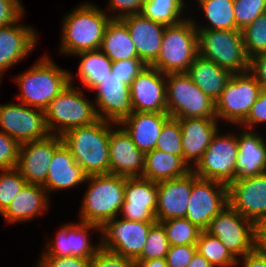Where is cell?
I'll use <instances>...</instances> for the list:
<instances>
[{
	"label": "cell",
	"instance_id": "cell-1",
	"mask_svg": "<svg viewBox=\"0 0 266 267\" xmlns=\"http://www.w3.org/2000/svg\"><path fill=\"white\" fill-rule=\"evenodd\" d=\"M60 54L73 56L83 51L99 50L111 17L106 9L84 2L63 17Z\"/></svg>",
	"mask_w": 266,
	"mask_h": 267
},
{
	"label": "cell",
	"instance_id": "cell-2",
	"mask_svg": "<svg viewBox=\"0 0 266 267\" xmlns=\"http://www.w3.org/2000/svg\"><path fill=\"white\" fill-rule=\"evenodd\" d=\"M111 123L98 119L91 125L73 128L61 135L63 144L87 176L110 173Z\"/></svg>",
	"mask_w": 266,
	"mask_h": 267
},
{
	"label": "cell",
	"instance_id": "cell-3",
	"mask_svg": "<svg viewBox=\"0 0 266 267\" xmlns=\"http://www.w3.org/2000/svg\"><path fill=\"white\" fill-rule=\"evenodd\" d=\"M19 87L18 102L45 110L48 104L70 84L69 70L59 67L44 55L14 80Z\"/></svg>",
	"mask_w": 266,
	"mask_h": 267
},
{
	"label": "cell",
	"instance_id": "cell-4",
	"mask_svg": "<svg viewBox=\"0 0 266 267\" xmlns=\"http://www.w3.org/2000/svg\"><path fill=\"white\" fill-rule=\"evenodd\" d=\"M87 189L82 196L79 220L102 227L108 220L119 217L125 191V177L116 174L87 176Z\"/></svg>",
	"mask_w": 266,
	"mask_h": 267
},
{
	"label": "cell",
	"instance_id": "cell-5",
	"mask_svg": "<svg viewBox=\"0 0 266 267\" xmlns=\"http://www.w3.org/2000/svg\"><path fill=\"white\" fill-rule=\"evenodd\" d=\"M73 75L70 72V84L44 110L50 134L61 136L73 128L91 125L98 120L94 102L86 98L80 86H74Z\"/></svg>",
	"mask_w": 266,
	"mask_h": 267
},
{
	"label": "cell",
	"instance_id": "cell-6",
	"mask_svg": "<svg viewBox=\"0 0 266 267\" xmlns=\"http://www.w3.org/2000/svg\"><path fill=\"white\" fill-rule=\"evenodd\" d=\"M199 55L198 31L192 17L165 27L157 59L150 65L163 74L186 73Z\"/></svg>",
	"mask_w": 266,
	"mask_h": 267
},
{
	"label": "cell",
	"instance_id": "cell-7",
	"mask_svg": "<svg viewBox=\"0 0 266 267\" xmlns=\"http://www.w3.org/2000/svg\"><path fill=\"white\" fill-rule=\"evenodd\" d=\"M199 55L232 73L250 70L241 30L197 29Z\"/></svg>",
	"mask_w": 266,
	"mask_h": 267
},
{
	"label": "cell",
	"instance_id": "cell-8",
	"mask_svg": "<svg viewBox=\"0 0 266 267\" xmlns=\"http://www.w3.org/2000/svg\"><path fill=\"white\" fill-rule=\"evenodd\" d=\"M166 102L171 118H216L215 102L187 73L166 74Z\"/></svg>",
	"mask_w": 266,
	"mask_h": 267
},
{
	"label": "cell",
	"instance_id": "cell-9",
	"mask_svg": "<svg viewBox=\"0 0 266 267\" xmlns=\"http://www.w3.org/2000/svg\"><path fill=\"white\" fill-rule=\"evenodd\" d=\"M261 89L250 71L233 73L220 97L215 101L216 119L219 122L223 120L228 125L239 126L249 114Z\"/></svg>",
	"mask_w": 266,
	"mask_h": 267
},
{
	"label": "cell",
	"instance_id": "cell-10",
	"mask_svg": "<svg viewBox=\"0 0 266 267\" xmlns=\"http://www.w3.org/2000/svg\"><path fill=\"white\" fill-rule=\"evenodd\" d=\"M205 231L219 238L236 259L257 247L256 225L229 204L210 221Z\"/></svg>",
	"mask_w": 266,
	"mask_h": 267
},
{
	"label": "cell",
	"instance_id": "cell-11",
	"mask_svg": "<svg viewBox=\"0 0 266 267\" xmlns=\"http://www.w3.org/2000/svg\"><path fill=\"white\" fill-rule=\"evenodd\" d=\"M218 132L192 171L199 178L229 185L236 178L235 167L239 153L238 134L234 131L223 135Z\"/></svg>",
	"mask_w": 266,
	"mask_h": 267
},
{
	"label": "cell",
	"instance_id": "cell-12",
	"mask_svg": "<svg viewBox=\"0 0 266 267\" xmlns=\"http://www.w3.org/2000/svg\"><path fill=\"white\" fill-rule=\"evenodd\" d=\"M228 204V185L219 181L199 178L192 171V190L185 218L202 231Z\"/></svg>",
	"mask_w": 266,
	"mask_h": 267
},
{
	"label": "cell",
	"instance_id": "cell-13",
	"mask_svg": "<svg viewBox=\"0 0 266 267\" xmlns=\"http://www.w3.org/2000/svg\"><path fill=\"white\" fill-rule=\"evenodd\" d=\"M155 223L131 221L120 216L108 220L101 227V247L135 261L141 255L148 232Z\"/></svg>",
	"mask_w": 266,
	"mask_h": 267
},
{
	"label": "cell",
	"instance_id": "cell-14",
	"mask_svg": "<svg viewBox=\"0 0 266 267\" xmlns=\"http://www.w3.org/2000/svg\"><path fill=\"white\" fill-rule=\"evenodd\" d=\"M17 103L0 104V131L19 144L48 137L44 110Z\"/></svg>",
	"mask_w": 266,
	"mask_h": 267
},
{
	"label": "cell",
	"instance_id": "cell-15",
	"mask_svg": "<svg viewBox=\"0 0 266 267\" xmlns=\"http://www.w3.org/2000/svg\"><path fill=\"white\" fill-rule=\"evenodd\" d=\"M91 233H101V227L93 223L69 222L63 224L56 233V238L47 239V243L41 256H75L83 259H92L101 248V239L96 245L90 241ZM96 230V231H95Z\"/></svg>",
	"mask_w": 266,
	"mask_h": 267
},
{
	"label": "cell",
	"instance_id": "cell-16",
	"mask_svg": "<svg viewBox=\"0 0 266 267\" xmlns=\"http://www.w3.org/2000/svg\"><path fill=\"white\" fill-rule=\"evenodd\" d=\"M228 204L257 226L266 218V172L231 182Z\"/></svg>",
	"mask_w": 266,
	"mask_h": 267
},
{
	"label": "cell",
	"instance_id": "cell-17",
	"mask_svg": "<svg viewBox=\"0 0 266 267\" xmlns=\"http://www.w3.org/2000/svg\"><path fill=\"white\" fill-rule=\"evenodd\" d=\"M62 143L61 136L50 134L44 139L20 144L16 168L27 184L45 183L54 152Z\"/></svg>",
	"mask_w": 266,
	"mask_h": 267
},
{
	"label": "cell",
	"instance_id": "cell-18",
	"mask_svg": "<svg viewBox=\"0 0 266 267\" xmlns=\"http://www.w3.org/2000/svg\"><path fill=\"white\" fill-rule=\"evenodd\" d=\"M130 95L134 112L167 113L166 74L146 65L131 82Z\"/></svg>",
	"mask_w": 266,
	"mask_h": 267
},
{
	"label": "cell",
	"instance_id": "cell-19",
	"mask_svg": "<svg viewBox=\"0 0 266 267\" xmlns=\"http://www.w3.org/2000/svg\"><path fill=\"white\" fill-rule=\"evenodd\" d=\"M157 183L143 177H125L124 202L120 211L123 219L157 222Z\"/></svg>",
	"mask_w": 266,
	"mask_h": 267
},
{
	"label": "cell",
	"instance_id": "cell-20",
	"mask_svg": "<svg viewBox=\"0 0 266 267\" xmlns=\"http://www.w3.org/2000/svg\"><path fill=\"white\" fill-rule=\"evenodd\" d=\"M93 91L96 93L94 105L98 119L120 124L134 113L130 86L117 77L108 76Z\"/></svg>",
	"mask_w": 266,
	"mask_h": 267
},
{
	"label": "cell",
	"instance_id": "cell-21",
	"mask_svg": "<svg viewBox=\"0 0 266 267\" xmlns=\"http://www.w3.org/2000/svg\"><path fill=\"white\" fill-rule=\"evenodd\" d=\"M109 155L111 174L142 177L145 153L136 147L120 124H110Z\"/></svg>",
	"mask_w": 266,
	"mask_h": 267
},
{
	"label": "cell",
	"instance_id": "cell-22",
	"mask_svg": "<svg viewBox=\"0 0 266 267\" xmlns=\"http://www.w3.org/2000/svg\"><path fill=\"white\" fill-rule=\"evenodd\" d=\"M24 15L15 23L0 27V76L29 56L37 47L36 30L31 26L23 25ZM20 23V24H19Z\"/></svg>",
	"mask_w": 266,
	"mask_h": 267
},
{
	"label": "cell",
	"instance_id": "cell-23",
	"mask_svg": "<svg viewBox=\"0 0 266 267\" xmlns=\"http://www.w3.org/2000/svg\"><path fill=\"white\" fill-rule=\"evenodd\" d=\"M192 190V170L179 178L157 183L156 221L185 218Z\"/></svg>",
	"mask_w": 266,
	"mask_h": 267
},
{
	"label": "cell",
	"instance_id": "cell-24",
	"mask_svg": "<svg viewBox=\"0 0 266 267\" xmlns=\"http://www.w3.org/2000/svg\"><path fill=\"white\" fill-rule=\"evenodd\" d=\"M182 130L183 160L192 169L202 158L213 137L219 131L216 118L177 119Z\"/></svg>",
	"mask_w": 266,
	"mask_h": 267
},
{
	"label": "cell",
	"instance_id": "cell-25",
	"mask_svg": "<svg viewBox=\"0 0 266 267\" xmlns=\"http://www.w3.org/2000/svg\"><path fill=\"white\" fill-rule=\"evenodd\" d=\"M130 33L138 58L150 66L158 57L165 25L144 17L141 13L120 19Z\"/></svg>",
	"mask_w": 266,
	"mask_h": 267
},
{
	"label": "cell",
	"instance_id": "cell-26",
	"mask_svg": "<svg viewBox=\"0 0 266 267\" xmlns=\"http://www.w3.org/2000/svg\"><path fill=\"white\" fill-rule=\"evenodd\" d=\"M42 185L26 184L1 214L9 225L36 220L49 208L51 201Z\"/></svg>",
	"mask_w": 266,
	"mask_h": 267
},
{
	"label": "cell",
	"instance_id": "cell-27",
	"mask_svg": "<svg viewBox=\"0 0 266 267\" xmlns=\"http://www.w3.org/2000/svg\"><path fill=\"white\" fill-rule=\"evenodd\" d=\"M86 178L82 167L75 162L69 149L62 143L54 152L42 186L49 194L52 191H64L85 184Z\"/></svg>",
	"mask_w": 266,
	"mask_h": 267
},
{
	"label": "cell",
	"instance_id": "cell-28",
	"mask_svg": "<svg viewBox=\"0 0 266 267\" xmlns=\"http://www.w3.org/2000/svg\"><path fill=\"white\" fill-rule=\"evenodd\" d=\"M238 150L235 180L266 172V140L258 132L243 128L238 133Z\"/></svg>",
	"mask_w": 266,
	"mask_h": 267
},
{
	"label": "cell",
	"instance_id": "cell-29",
	"mask_svg": "<svg viewBox=\"0 0 266 267\" xmlns=\"http://www.w3.org/2000/svg\"><path fill=\"white\" fill-rule=\"evenodd\" d=\"M169 118L168 113L134 112L120 125L130 135L136 147L146 153L155 149L163 125Z\"/></svg>",
	"mask_w": 266,
	"mask_h": 267
},
{
	"label": "cell",
	"instance_id": "cell-30",
	"mask_svg": "<svg viewBox=\"0 0 266 267\" xmlns=\"http://www.w3.org/2000/svg\"><path fill=\"white\" fill-rule=\"evenodd\" d=\"M191 80L214 102L220 97L232 72L198 55L187 70Z\"/></svg>",
	"mask_w": 266,
	"mask_h": 267
},
{
	"label": "cell",
	"instance_id": "cell-31",
	"mask_svg": "<svg viewBox=\"0 0 266 267\" xmlns=\"http://www.w3.org/2000/svg\"><path fill=\"white\" fill-rule=\"evenodd\" d=\"M191 170L189 165L180 156H175L155 148L145 153L142 177L158 183L179 178Z\"/></svg>",
	"mask_w": 266,
	"mask_h": 267
},
{
	"label": "cell",
	"instance_id": "cell-32",
	"mask_svg": "<svg viewBox=\"0 0 266 267\" xmlns=\"http://www.w3.org/2000/svg\"><path fill=\"white\" fill-rule=\"evenodd\" d=\"M100 50L112 61L139 59L127 26L111 19L104 32Z\"/></svg>",
	"mask_w": 266,
	"mask_h": 267
},
{
	"label": "cell",
	"instance_id": "cell-33",
	"mask_svg": "<svg viewBox=\"0 0 266 267\" xmlns=\"http://www.w3.org/2000/svg\"><path fill=\"white\" fill-rule=\"evenodd\" d=\"M79 57L77 77L90 92L111 76L112 61L99 49L83 51L74 55Z\"/></svg>",
	"mask_w": 266,
	"mask_h": 267
},
{
	"label": "cell",
	"instance_id": "cell-34",
	"mask_svg": "<svg viewBox=\"0 0 266 267\" xmlns=\"http://www.w3.org/2000/svg\"><path fill=\"white\" fill-rule=\"evenodd\" d=\"M207 23L200 25L192 19L196 29L235 30L234 0H197Z\"/></svg>",
	"mask_w": 266,
	"mask_h": 267
},
{
	"label": "cell",
	"instance_id": "cell-35",
	"mask_svg": "<svg viewBox=\"0 0 266 267\" xmlns=\"http://www.w3.org/2000/svg\"><path fill=\"white\" fill-rule=\"evenodd\" d=\"M189 4L185 0H145L141 14L165 26L185 20L183 17Z\"/></svg>",
	"mask_w": 266,
	"mask_h": 267
},
{
	"label": "cell",
	"instance_id": "cell-36",
	"mask_svg": "<svg viewBox=\"0 0 266 267\" xmlns=\"http://www.w3.org/2000/svg\"><path fill=\"white\" fill-rule=\"evenodd\" d=\"M196 247L197 251L214 267H237V259L227 250L220 239L206 231H201Z\"/></svg>",
	"mask_w": 266,
	"mask_h": 267
},
{
	"label": "cell",
	"instance_id": "cell-37",
	"mask_svg": "<svg viewBox=\"0 0 266 267\" xmlns=\"http://www.w3.org/2000/svg\"><path fill=\"white\" fill-rule=\"evenodd\" d=\"M165 229L170 246L196 245L201 229L186 218H177L159 222Z\"/></svg>",
	"mask_w": 266,
	"mask_h": 267
},
{
	"label": "cell",
	"instance_id": "cell-38",
	"mask_svg": "<svg viewBox=\"0 0 266 267\" xmlns=\"http://www.w3.org/2000/svg\"><path fill=\"white\" fill-rule=\"evenodd\" d=\"M242 31L245 51L249 58L266 52V15L257 17Z\"/></svg>",
	"mask_w": 266,
	"mask_h": 267
},
{
	"label": "cell",
	"instance_id": "cell-39",
	"mask_svg": "<svg viewBox=\"0 0 266 267\" xmlns=\"http://www.w3.org/2000/svg\"><path fill=\"white\" fill-rule=\"evenodd\" d=\"M168 239L163 226L156 222L149 230L141 255L135 261L165 258L169 249Z\"/></svg>",
	"mask_w": 266,
	"mask_h": 267
},
{
	"label": "cell",
	"instance_id": "cell-40",
	"mask_svg": "<svg viewBox=\"0 0 266 267\" xmlns=\"http://www.w3.org/2000/svg\"><path fill=\"white\" fill-rule=\"evenodd\" d=\"M27 184L17 168L0 171V215Z\"/></svg>",
	"mask_w": 266,
	"mask_h": 267
},
{
	"label": "cell",
	"instance_id": "cell-41",
	"mask_svg": "<svg viewBox=\"0 0 266 267\" xmlns=\"http://www.w3.org/2000/svg\"><path fill=\"white\" fill-rule=\"evenodd\" d=\"M181 138L182 130L179 121L170 117L163 125L155 148L183 159Z\"/></svg>",
	"mask_w": 266,
	"mask_h": 267
},
{
	"label": "cell",
	"instance_id": "cell-42",
	"mask_svg": "<svg viewBox=\"0 0 266 267\" xmlns=\"http://www.w3.org/2000/svg\"><path fill=\"white\" fill-rule=\"evenodd\" d=\"M266 0H234L236 30H243L264 14Z\"/></svg>",
	"mask_w": 266,
	"mask_h": 267
},
{
	"label": "cell",
	"instance_id": "cell-43",
	"mask_svg": "<svg viewBox=\"0 0 266 267\" xmlns=\"http://www.w3.org/2000/svg\"><path fill=\"white\" fill-rule=\"evenodd\" d=\"M20 144L10 135L0 131V170L16 168Z\"/></svg>",
	"mask_w": 266,
	"mask_h": 267
},
{
	"label": "cell",
	"instance_id": "cell-44",
	"mask_svg": "<svg viewBox=\"0 0 266 267\" xmlns=\"http://www.w3.org/2000/svg\"><path fill=\"white\" fill-rule=\"evenodd\" d=\"M140 59L119 60L112 62L111 74L130 86L134 78L145 68Z\"/></svg>",
	"mask_w": 266,
	"mask_h": 267
},
{
	"label": "cell",
	"instance_id": "cell-45",
	"mask_svg": "<svg viewBox=\"0 0 266 267\" xmlns=\"http://www.w3.org/2000/svg\"><path fill=\"white\" fill-rule=\"evenodd\" d=\"M144 2L145 0H109L108 8L106 7L107 14L111 19H122L128 15L140 14Z\"/></svg>",
	"mask_w": 266,
	"mask_h": 267
},
{
	"label": "cell",
	"instance_id": "cell-46",
	"mask_svg": "<svg viewBox=\"0 0 266 267\" xmlns=\"http://www.w3.org/2000/svg\"><path fill=\"white\" fill-rule=\"evenodd\" d=\"M90 267H135V261L101 247L91 259Z\"/></svg>",
	"mask_w": 266,
	"mask_h": 267
},
{
	"label": "cell",
	"instance_id": "cell-47",
	"mask_svg": "<svg viewBox=\"0 0 266 267\" xmlns=\"http://www.w3.org/2000/svg\"><path fill=\"white\" fill-rule=\"evenodd\" d=\"M266 122V89H261L259 97L251 106L250 112L246 119L240 124L247 130H256V125L265 124Z\"/></svg>",
	"mask_w": 266,
	"mask_h": 267
},
{
	"label": "cell",
	"instance_id": "cell-48",
	"mask_svg": "<svg viewBox=\"0 0 266 267\" xmlns=\"http://www.w3.org/2000/svg\"><path fill=\"white\" fill-rule=\"evenodd\" d=\"M196 251V245L169 246L165 257L167 267H187Z\"/></svg>",
	"mask_w": 266,
	"mask_h": 267
},
{
	"label": "cell",
	"instance_id": "cell-49",
	"mask_svg": "<svg viewBox=\"0 0 266 267\" xmlns=\"http://www.w3.org/2000/svg\"><path fill=\"white\" fill-rule=\"evenodd\" d=\"M25 13L21 0H0V27L17 22Z\"/></svg>",
	"mask_w": 266,
	"mask_h": 267
},
{
	"label": "cell",
	"instance_id": "cell-50",
	"mask_svg": "<svg viewBox=\"0 0 266 267\" xmlns=\"http://www.w3.org/2000/svg\"><path fill=\"white\" fill-rule=\"evenodd\" d=\"M35 267H90L91 259L75 256H40Z\"/></svg>",
	"mask_w": 266,
	"mask_h": 267
},
{
	"label": "cell",
	"instance_id": "cell-51",
	"mask_svg": "<svg viewBox=\"0 0 266 267\" xmlns=\"http://www.w3.org/2000/svg\"><path fill=\"white\" fill-rule=\"evenodd\" d=\"M262 89H266V52L259 53L250 58L249 70Z\"/></svg>",
	"mask_w": 266,
	"mask_h": 267
},
{
	"label": "cell",
	"instance_id": "cell-52",
	"mask_svg": "<svg viewBox=\"0 0 266 267\" xmlns=\"http://www.w3.org/2000/svg\"><path fill=\"white\" fill-rule=\"evenodd\" d=\"M241 261V262H240ZM243 267H266V252L257 247L250 253L236 260V265Z\"/></svg>",
	"mask_w": 266,
	"mask_h": 267
},
{
	"label": "cell",
	"instance_id": "cell-53",
	"mask_svg": "<svg viewBox=\"0 0 266 267\" xmlns=\"http://www.w3.org/2000/svg\"><path fill=\"white\" fill-rule=\"evenodd\" d=\"M257 248L266 252V218L256 226Z\"/></svg>",
	"mask_w": 266,
	"mask_h": 267
},
{
	"label": "cell",
	"instance_id": "cell-54",
	"mask_svg": "<svg viewBox=\"0 0 266 267\" xmlns=\"http://www.w3.org/2000/svg\"><path fill=\"white\" fill-rule=\"evenodd\" d=\"M135 267H167L165 258H156L146 261H135Z\"/></svg>",
	"mask_w": 266,
	"mask_h": 267
},
{
	"label": "cell",
	"instance_id": "cell-55",
	"mask_svg": "<svg viewBox=\"0 0 266 267\" xmlns=\"http://www.w3.org/2000/svg\"><path fill=\"white\" fill-rule=\"evenodd\" d=\"M187 267H214V266H212L203 255H201L198 251H196L192 257V260L187 265Z\"/></svg>",
	"mask_w": 266,
	"mask_h": 267
}]
</instances>
